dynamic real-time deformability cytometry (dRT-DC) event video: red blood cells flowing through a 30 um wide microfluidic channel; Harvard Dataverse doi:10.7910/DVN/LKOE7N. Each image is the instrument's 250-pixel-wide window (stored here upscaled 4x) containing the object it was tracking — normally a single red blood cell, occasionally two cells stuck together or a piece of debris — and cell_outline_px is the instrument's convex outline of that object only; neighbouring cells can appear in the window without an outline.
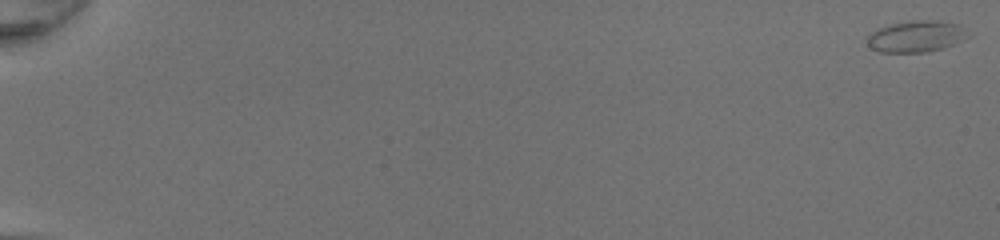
{"species": "common noctule bat (a hibernating species)", "species_latin": "Nyctalus noctula", "temperature_condition": "room temperature", "stored_images_in_passage": 25, "camera_frame_rate_fps": 3000, "um_per_image_px": 0.085, "animal": {"sex": "female", "body_mass_g": 20.0, "forearm_length_mm": 54.0}, "frame": {"image": 1, "passage_image": 1, "time_ms": 0.0, "image_size_px": [1000, 240], "cell_outline_px": [[972, 36], [944, 48], [928, 52], [880, 52], [872, 48], [868, 44], [868, 36], [872, 32], [880, 28], [892, 24], [912, 20], [940, 20], [960, 24]], "centroid_in_image_um": [77.96, 3.09], "position_along_channel_um": 7.0, "area_um2": 18.55}}
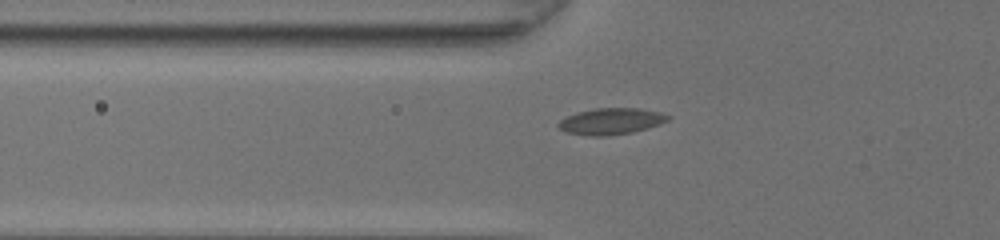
{"frame": {"image": 2, "passage_image": 21, "time_ms": 6.667, "image_size_px": [1000, 240], "cell_outline_px": [[672, 116], [668, 120], [660, 124], [648, 128], [632, 132], [608, 136], [592, 136], [568, 132], [560, 128], [556, 124], [560, 120], [576, 112], [596, 108], [640, 108], [660, 112]], "centroid_in_image_um": [51.97, 10.3], "position_along_channel_um": 73.8, "area_um2": 16.82}}
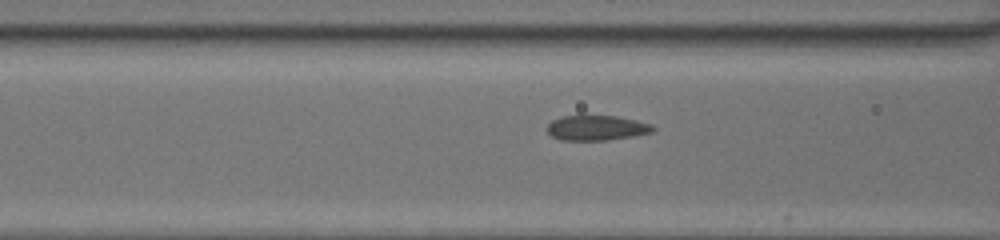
{"frame": {"image": 3, "passage_image": 24, "time_ms": 7.667, "image_size_px": [1000, 240], "cell_outline_px": [[656, 132], [608, 140], [560, 140], [552, 136], [544, 128], [552, 120], [560, 116], [580, 112], [584, 112], [616, 116], [636, 120], [652, 124], [656, 128]], "centroid_in_image_um": [50.67, 10.81], "position_along_channel_um": 115.9, "area_um2": 16.47}}